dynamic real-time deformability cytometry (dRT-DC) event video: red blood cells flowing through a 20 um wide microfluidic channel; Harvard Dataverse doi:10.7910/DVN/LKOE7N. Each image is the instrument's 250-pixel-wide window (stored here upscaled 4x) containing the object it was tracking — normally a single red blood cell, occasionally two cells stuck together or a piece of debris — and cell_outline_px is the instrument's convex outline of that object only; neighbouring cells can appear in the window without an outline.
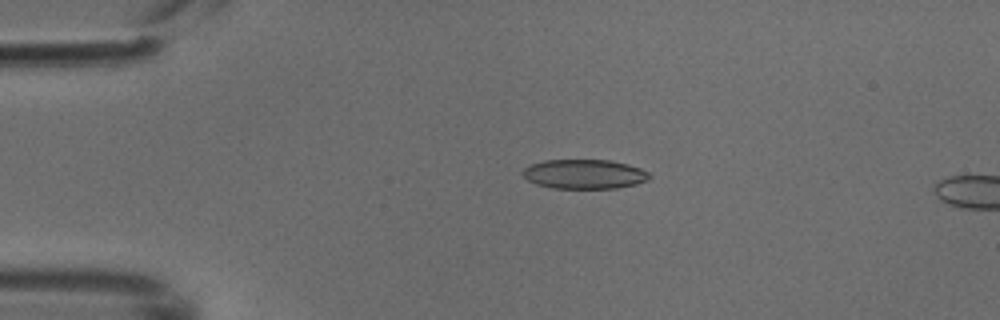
{"species": "common noctule bat (a hibernating species)", "species_latin": "Nyctalus noctula", "temperature_condition": "cold", "stored_images_in_passage": 4, "camera_frame_rate_fps": 3000, "um_per_image_px": 0.085, "animal": {"sex": "male", "body_mass_g": 18.8}, "frame": {"image": 1, "passage_image": 3, "time_ms": 0.667, "image_size_px": [1000, 320], "cell_outline_px": [[648, 180], [636, 184], [616, 188], [552, 188], [536, 184], [528, 180], [520, 172], [524, 168], [532, 164], [544, 160], [612, 160], [628, 164], [640, 168], [648, 172]], "centroid_in_image_um": [49.65, 14.79], "position_along_channel_um": 35.4, "area_um2": 21.68}}